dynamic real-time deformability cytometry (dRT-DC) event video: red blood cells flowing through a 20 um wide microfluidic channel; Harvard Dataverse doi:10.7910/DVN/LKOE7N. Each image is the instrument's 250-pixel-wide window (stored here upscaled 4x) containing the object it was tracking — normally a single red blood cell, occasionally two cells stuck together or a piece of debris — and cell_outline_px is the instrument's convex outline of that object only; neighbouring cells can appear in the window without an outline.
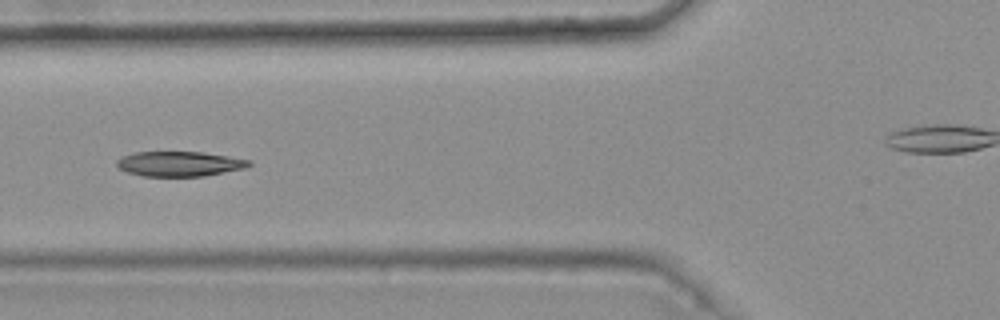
{"species": "common noctule bat (a hibernating species)", "species_latin": "Nyctalus noctula", "temperature_condition": "warm", "stored_images_in_passage": 6, "camera_frame_rate_fps": 3000, "um_per_image_px": 0.085, "animal": {"sex": "female", "body_mass_g": 25.1}, "frame": {"image": 1, "passage_image": 3, "time_ms": 0.667, "image_size_px": [1000, 320], "cell_outline_px": [[252, 164], [244, 168], [204, 176], [144, 176], [128, 172], [120, 168], [116, 164], [116, 160], [124, 156], [136, 152], [204, 152], [252, 160]], "centroid_in_image_um": [15.29, 13.92], "position_along_channel_um": 110.5, "area_um2": 19.07}}
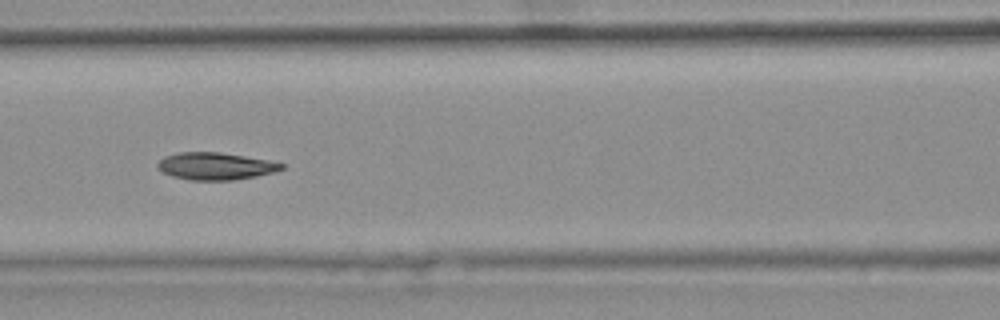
{"frame": {"image": 2, "passage_image": 4, "time_ms": 1.0, "image_size_px": [1000, 320], "cell_outline_px": [[284, 168], [272, 172], [256, 176], [232, 180], [188, 180], [172, 176], [164, 172], [156, 164], [164, 156], [180, 152], [220, 152], [268, 160], [284, 164]], "centroid_in_image_um": [18.3, 14.12], "position_along_channel_um": 148.3, "area_um2": 19.48}}